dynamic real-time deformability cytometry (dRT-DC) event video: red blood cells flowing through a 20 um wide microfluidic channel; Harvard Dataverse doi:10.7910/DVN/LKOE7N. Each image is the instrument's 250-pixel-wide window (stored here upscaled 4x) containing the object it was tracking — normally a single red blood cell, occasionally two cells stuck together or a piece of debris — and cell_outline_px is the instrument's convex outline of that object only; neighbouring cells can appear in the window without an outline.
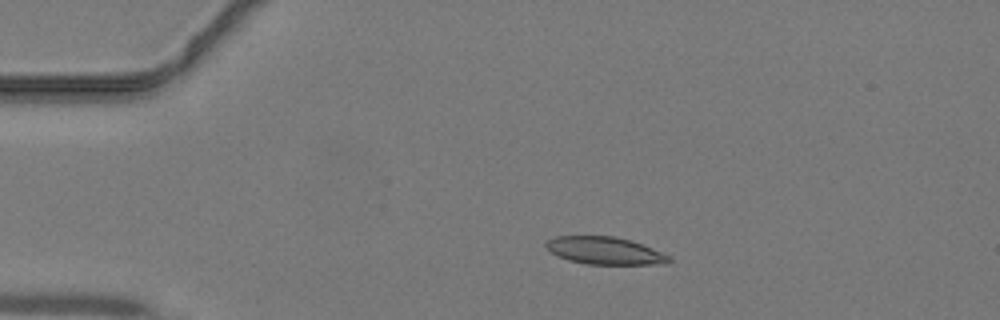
{"species": "common noctule bat (a hibernating species)", "species_latin": "Nyctalus noctula", "temperature_condition": "warm", "stored_images_in_passage": 14, "camera_frame_rate_fps": 3000, "um_per_image_px": 0.085, "animal": {"sex": "male", "body_mass_g": 19.2, "forearm_length_mm": 51.8}, "frame": {"image": 1, "passage_image": 9, "time_ms": 2.667, "image_size_px": [1000, 320], "cell_outline_px": [[672, 260], [668, 264], [588, 264], [568, 260], [544, 248], [544, 244], [548, 240], [556, 236], [616, 236], [632, 240], [672, 256]], "centroid_in_image_um": [51.45, 21.3], "position_along_channel_um": 33.6, "area_um2": 19.83}}
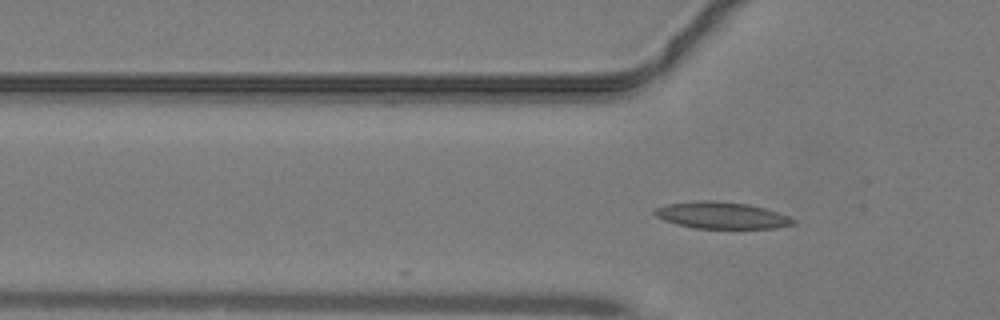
{"frame": {"image": 2, "passage_image": 14, "time_ms": 4.333, "image_size_px": [1000, 320], "cell_outline_px": [[796, 224], [776, 228], [696, 228], [676, 224], [664, 220], [656, 216], [652, 212], [656, 208], [668, 204], [692, 200], [716, 200], [748, 204], [764, 208], [788, 216], [796, 220]], "centroid_in_image_um": [61.33, 18.29], "position_along_channel_um": 64.5, "area_um2": 21.62}}